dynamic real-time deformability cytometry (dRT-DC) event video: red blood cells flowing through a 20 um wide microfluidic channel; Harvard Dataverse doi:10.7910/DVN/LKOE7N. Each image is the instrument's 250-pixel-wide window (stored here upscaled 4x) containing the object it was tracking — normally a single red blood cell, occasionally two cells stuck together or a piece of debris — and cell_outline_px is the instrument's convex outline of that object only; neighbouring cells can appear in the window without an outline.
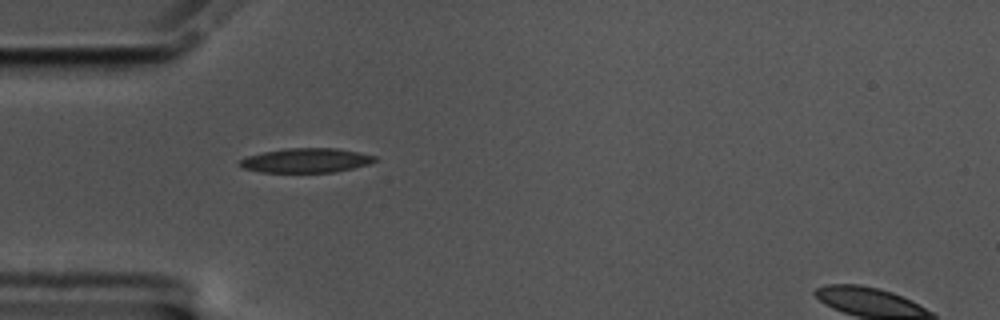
{"species": "common noctule bat (a hibernating species)", "species_latin": "Nyctalus noctula", "temperature_condition": "cold", "stored_images_in_passage": 36, "camera_frame_rate_fps": 3000, "um_per_image_px": 0.085, "animal": {"sex": "male", "body_mass_g": 17.5, "forearm_length_mm": 52.3}, "frame": {"image": 1, "passage_image": 1, "time_ms": 0.0, "image_size_px": [1000, 320], "cell_outline_px": [[376, 160], [368, 164], [336, 172], [260, 172], [244, 168], [240, 164], [240, 160], [248, 156], [264, 152], [284, 148], [336, 148], [360, 152], [376, 156]], "centroid_in_image_um": [26.04, 13.63], "position_along_channel_um": 59.0, "area_um2": 19.07}}
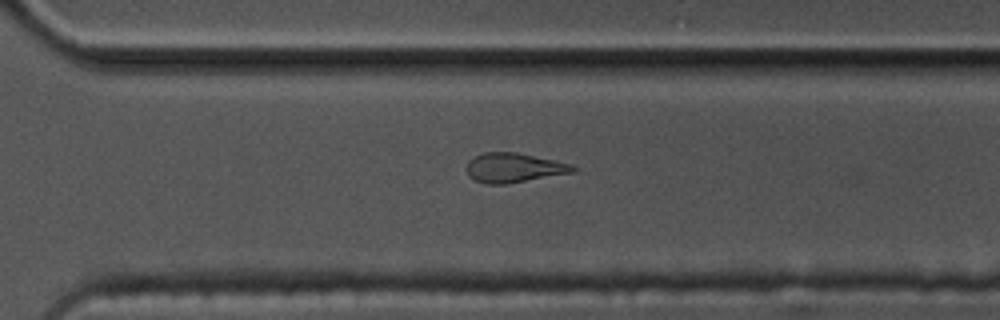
{"frame": {"image": 2, "passage_image": 24, "time_ms": 7.667, "image_size_px": [1000, 320], "cell_outline_px": [[576, 172], [504, 184], [488, 184], [476, 180], [468, 176], [464, 168], [468, 160], [484, 152], [516, 152], [572, 164], [576, 168]], "centroid_in_image_um": [43.64, 14.25], "position_along_channel_um": 327.0, "area_um2": 18.26}}
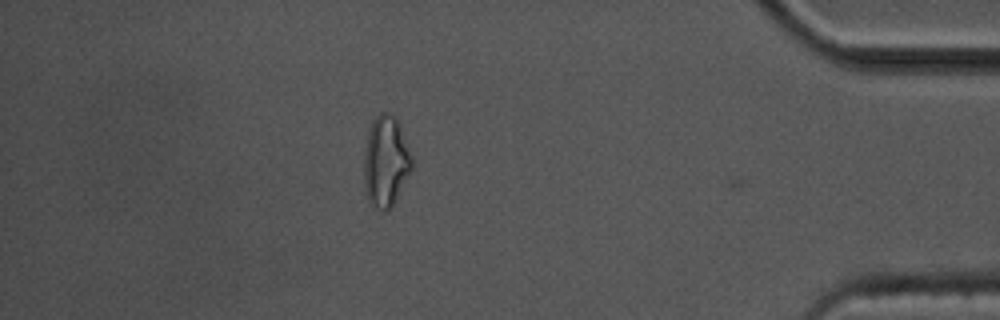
{"frame": {"image": 3, "passage_image": 34, "time_ms": 11.0, "image_size_px": [1000, 320], "cell_outline_px": [[412, 172], [392, 204], [384, 212], [372, 208], [368, 200], [364, 188], [364, 152], [368, 132], [372, 120], [380, 112], [388, 112], [396, 116], [412, 156]], "centroid_in_image_um": [32.78, 13.72], "position_along_channel_um": 402.4, "area_um2": 25.66}, "authors_computed_cell_mechanics": {"area_um2": 18.9584, "velocity_mm_per_s": 3.5347, "shape_relaxation_time_tau1_ms": 7.9235, "shape_relaxation_time_tau2_ms": 4.6653, "deformation_change_tau1": 0.1886, "deformation_change_tau2": 0.1299}}